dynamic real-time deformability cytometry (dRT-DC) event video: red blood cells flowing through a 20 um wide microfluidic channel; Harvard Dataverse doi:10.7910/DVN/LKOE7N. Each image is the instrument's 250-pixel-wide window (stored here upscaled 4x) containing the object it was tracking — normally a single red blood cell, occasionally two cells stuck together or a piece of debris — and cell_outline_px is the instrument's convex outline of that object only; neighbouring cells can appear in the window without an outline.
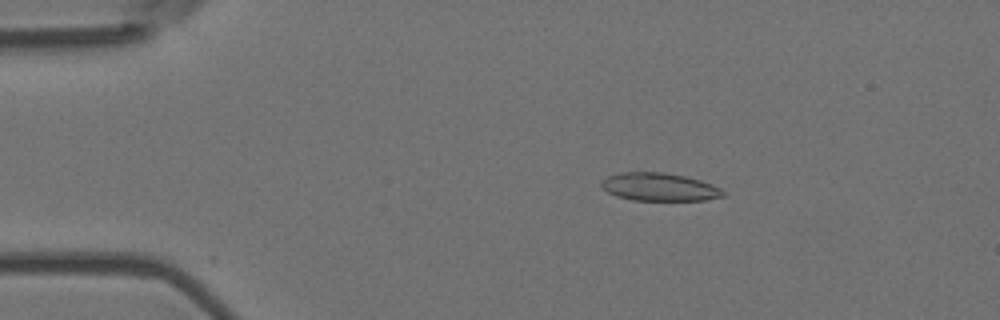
{"species": "Egyptian fruit bat (a non-hibernating species)", "species_latin": "Rousettus aegyptiacus", "temperature_condition": "room temperature", "stored_images_in_passage": 37, "camera_frame_rate_fps": 3000, "um_per_image_px": 0.085, "animal": {"sex": "female"}, "frame": {"image": 1, "passage_image": 10, "time_ms": 3.0, "image_size_px": [1000, 320], "cell_outline_px": [[724, 196], [708, 200], [632, 200], [616, 196], [608, 192], [600, 184], [600, 180], [608, 176], [624, 172], [664, 172], [684, 176], [700, 180], [712, 184], [720, 188], [724, 192]], "centroid_in_image_um": [56.04, 15.89], "position_along_channel_um": 29.0, "area_um2": 19.83}}
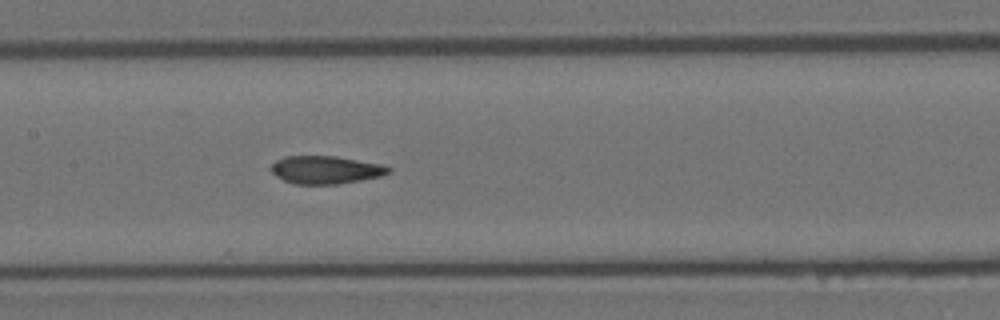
{"frame": {"image": 2, "passage_image": 27, "time_ms": 8.667, "image_size_px": [1000, 320], "cell_outline_px": [[392, 172], [380, 176], [360, 180], [336, 184], [296, 184], [284, 180], [276, 176], [268, 168], [276, 160], [288, 156], [336, 156], [384, 164], [392, 168]], "centroid_in_image_um": [27.71, 14.43], "position_along_channel_um": 179.7, "area_um2": 19.19}}
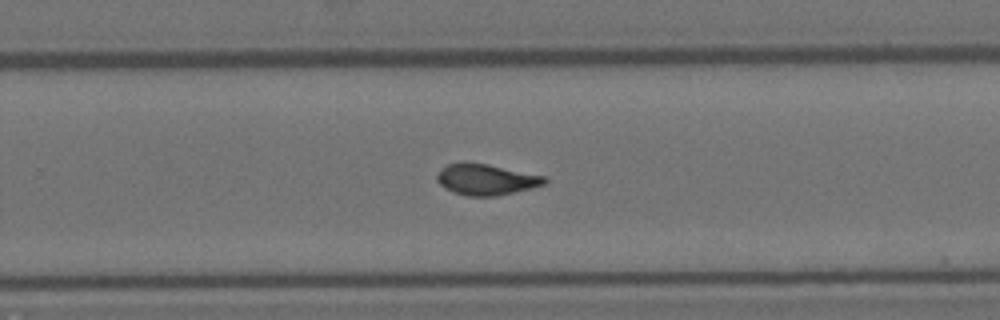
{"frame": {"image": 3, "passage_image": 36, "time_ms": 11.667, "image_size_px": [1000, 320], "cell_outline_px": [[548, 180], [544, 184], [532, 188], [496, 196], [468, 196], [452, 192], [440, 184], [436, 180], [436, 176], [448, 164], [464, 160], [488, 164], [548, 176]], "centroid_in_image_um": [41.35, 15.24], "position_along_channel_um": 288.5, "area_um2": 19.71}}